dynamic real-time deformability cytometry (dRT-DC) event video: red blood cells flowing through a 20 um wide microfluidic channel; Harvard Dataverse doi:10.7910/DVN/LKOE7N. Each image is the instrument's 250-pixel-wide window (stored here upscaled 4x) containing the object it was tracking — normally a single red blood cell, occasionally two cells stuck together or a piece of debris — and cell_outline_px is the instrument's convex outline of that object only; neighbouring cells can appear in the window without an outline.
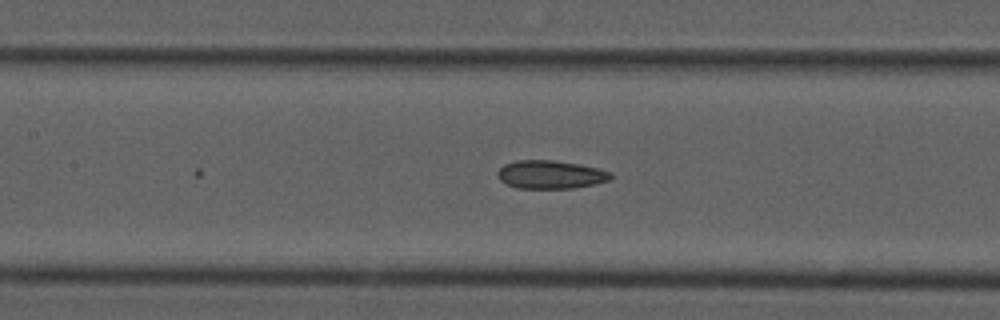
{"species": "common noctule bat (a hibernating species)", "species_latin": "Nyctalus noctula", "temperature_condition": "cold", "stored_images_in_passage": 23, "camera_frame_rate_fps": 3000, "um_per_image_px": 0.085, "animal": {"sex": "male", "forearm_length_mm": 52.5}, "frame": {"image": 1, "passage_image": 23, "time_ms": 7.333, "image_size_px": [1000, 320], "cell_outline_px": [[612, 180], [596, 184], [572, 188], [516, 188], [500, 180], [496, 172], [504, 164], [516, 160], [552, 160], [580, 164], [612, 172]], "centroid_in_image_um": [46.81, 14.83], "position_along_channel_um": 160.6, "area_um2": 18.73}}